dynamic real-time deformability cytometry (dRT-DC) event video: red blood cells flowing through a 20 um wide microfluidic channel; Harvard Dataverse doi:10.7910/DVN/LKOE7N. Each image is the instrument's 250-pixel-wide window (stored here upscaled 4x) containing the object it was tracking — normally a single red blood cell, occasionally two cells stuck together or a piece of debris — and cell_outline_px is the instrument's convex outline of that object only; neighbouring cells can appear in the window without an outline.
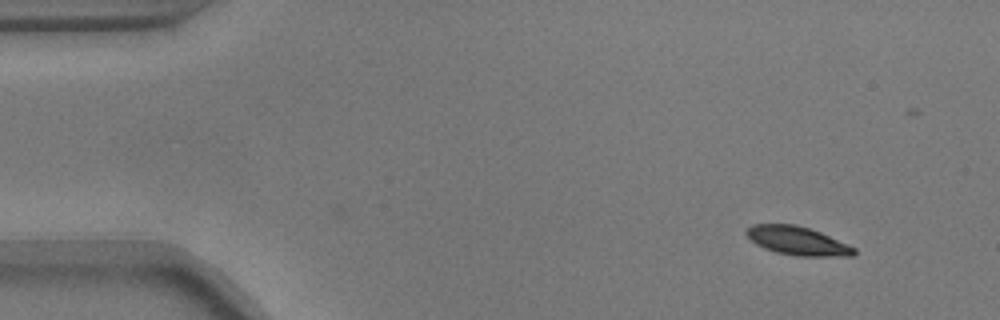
{"species": "common noctule bat (a hibernating species)", "species_latin": "Nyctalus noctula", "temperature_condition": "warm", "stored_images_in_passage": 45, "camera_frame_rate_fps": 3000, "um_per_image_px": 0.085, "animal": {"sex": "male", "body_mass_g": 17.9}, "frame": {"image": 1, "passage_image": 1, "time_ms": 0.0, "image_size_px": [1000, 320], "cell_outline_px": [[856, 252], [852, 256], [796, 256], [776, 252], [764, 248], [756, 244], [744, 232], [752, 224], [796, 224], [820, 232], [856, 248]], "centroid_in_image_um": [67.78, 20.47], "position_along_channel_um": 17.2, "area_um2": 17.8}}
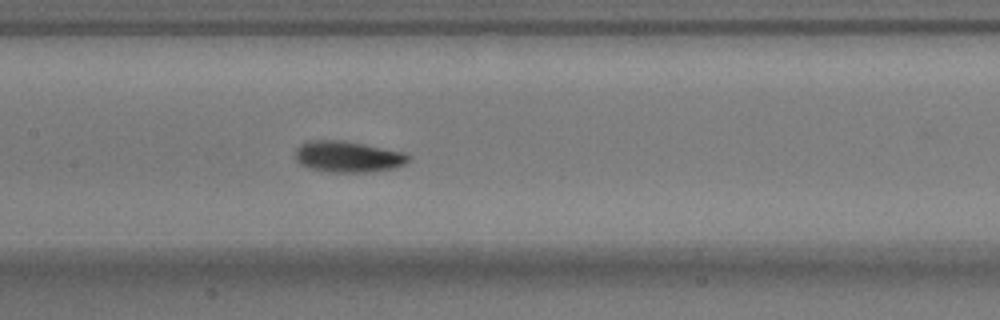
{"frame": {"image": 2, "passage_image": 22, "time_ms": 7.0, "image_size_px": [1000, 320], "cell_outline_px": [[408, 160], [404, 164], [396, 168], [364, 172], [328, 172], [308, 168], [300, 164], [296, 160], [296, 148], [300, 144], [312, 140], [340, 140], [364, 144], [404, 152], [408, 156]], "centroid_in_image_um": [29.54, 13.32], "position_along_channel_um": 177.9, "area_um2": 20.46}}
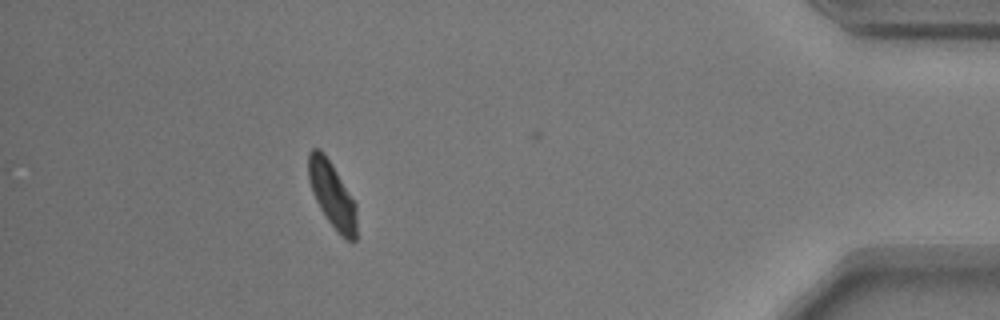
{"frame": {"image": 3, "passage_image": 45, "time_ms": 14.667, "image_size_px": [1000, 320], "cell_outline_px": [[356, 240], [344, 240], [340, 236], [328, 220], [320, 208], [312, 192], [308, 180], [308, 152], [312, 148], [320, 148], [324, 152], [332, 164], [356, 204]], "centroid_in_image_um": [28.21, 16.54], "position_along_channel_um": 407.0, "area_um2": 18.5}, "authors_computed_cell_mechanics": {"area_um2": 19.1896, "velocity_mm_per_s": 3.6784, "shape_relaxation_time_tau1_ms": 1.8601, "shape_relaxation_time_tau2_ms": 2.7385, "deformation_change_tau1": 0.1153, "deformation_change_tau2": 0.0677}}